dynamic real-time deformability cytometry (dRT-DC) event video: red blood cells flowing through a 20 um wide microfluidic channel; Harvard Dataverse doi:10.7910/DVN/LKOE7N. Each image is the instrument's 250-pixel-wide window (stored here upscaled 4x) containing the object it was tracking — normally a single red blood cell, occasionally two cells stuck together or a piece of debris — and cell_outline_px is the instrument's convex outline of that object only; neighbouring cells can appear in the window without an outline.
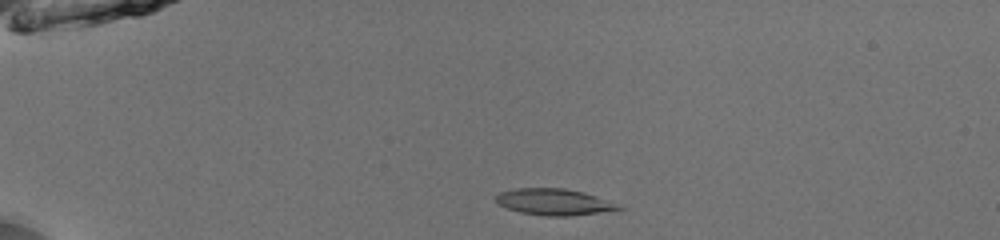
{"species": "common noctule bat (a hibernating species)", "species_latin": "Nyctalus noctula", "temperature_condition": "room temperature", "stored_images_in_passage": 40, "camera_frame_rate_fps": 3000, "um_per_image_px": 0.085, "animal": {"sex": "male", "body_mass_g": 13.0, "forearm_length_mm": 53.1}, "frame": {"image": 1, "passage_image": 1, "time_ms": 0.0, "image_size_px": [1000, 240], "cell_outline_px": [[624, 208], [600, 212], [568, 216], [544, 216], [520, 212], [496, 204], [496, 196], [500, 192], [516, 188], [564, 188], [584, 192], [596, 196]], "centroid_in_image_um": [47.02, 17.16], "position_along_channel_um": 38.0, "area_um2": 18.61}}
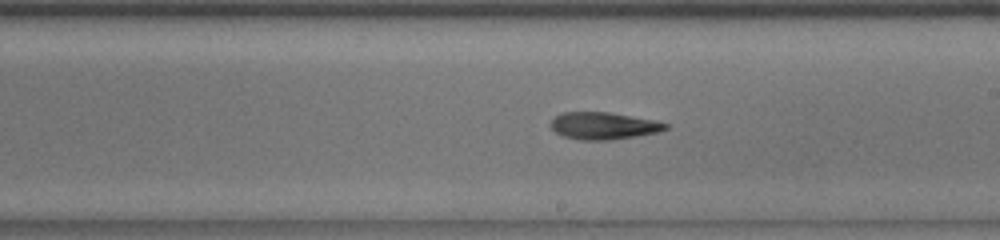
{"frame": {"image": 2, "passage_image": 20, "time_ms": 6.333, "image_size_px": [1000, 240], "cell_outline_px": [[668, 128], [660, 132], [612, 140], [580, 140], [564, 136], [556, 132], [548, 124], [556, 116], [564, 112], [608, 112], [652, 120], [668, 124]], "centroid_in_image_um": [51.29, 10.7], "position_along_channel_um": 237.7, "area_um2": 18.03}}
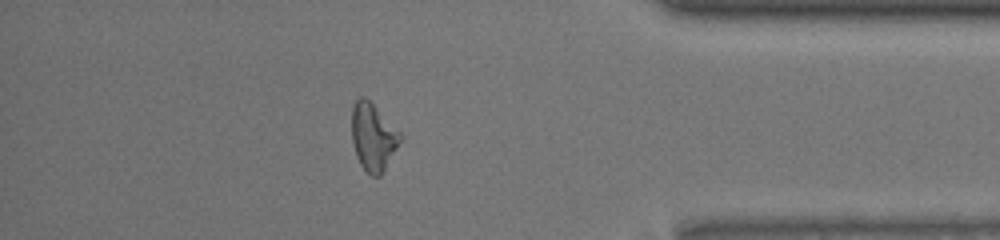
{"frame": {"image": 3, "passage_image": 34, "time_ms": 11.0, "image_size_px": [1000, 240], "cell_outline_px": [[404, 136], [380, 176], [372, 176], [360, 164], [356, 156], [352, 140], [352, 108], [356, 100], [360, 96], [364, 96]], "centroid_in_image_um": [31.71, 11.64], "position_along_channel_um": 403.5, "area_um2": 18.73}, "authors_computed_cell_mechanics": {"area_um2": 18.8139, "velocity_mm_per_s": 4.001, "shape_relaxation_time_tau1_ms": 6.0364, "shape_relaxation_time_tau2_ms": 9.3547, "deformation_change_tau1": 0.1911, "deformation_change_tau2": 0.2196}}